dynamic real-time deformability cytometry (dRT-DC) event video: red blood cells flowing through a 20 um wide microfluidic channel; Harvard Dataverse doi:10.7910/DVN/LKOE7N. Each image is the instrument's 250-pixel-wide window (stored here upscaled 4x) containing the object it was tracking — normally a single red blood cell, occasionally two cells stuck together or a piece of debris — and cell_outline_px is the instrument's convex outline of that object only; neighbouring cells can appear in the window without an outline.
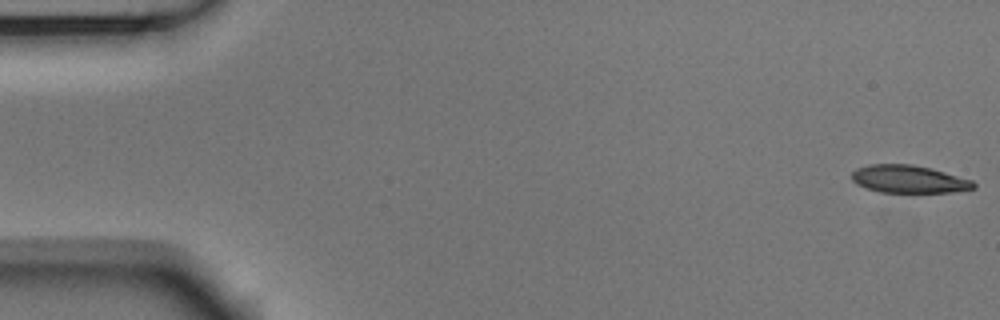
{"species": "Egyptian fruit bat (a non-hibernating species)", "species_latin": "Rousettus aegyptiacus", "temperature_condition": "room temperature", "stored_images_in_passage": 54, "camera_frame_rate_fps": 3000, "um_per_image_px": 0.085, "animal": {"sex": "male"}, "frame": {"image": 1, "passage_image": 1, "time_ms": 0.0, "image_size_px": [1000, 320], "cell_outline_px": [[976, 188], [952, 192], [880, 192], [856, 184], [852, 180], [852, 172], [856, 168], [868, 164], [912, 164], [932, 168], [972, 180], [976, 184]], "centroid_in_image_um": [77.25, 15.22], "position_along_channel_um": 7.8, "area_um2": 19.71}}
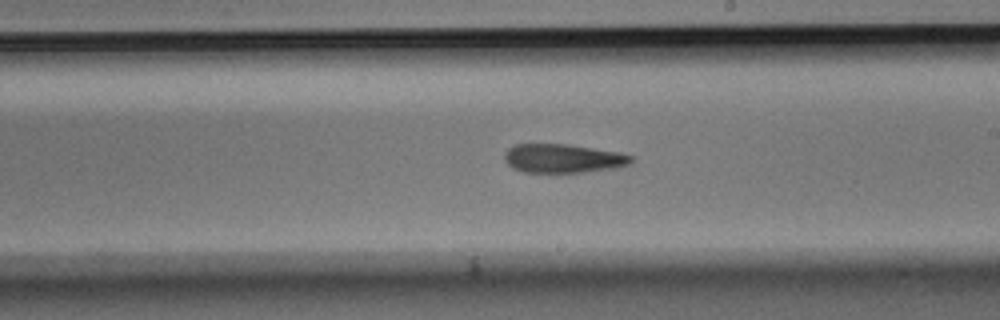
{"frame": {"image": 2, "passage_image": 31, "time_ms": 10.0, "image_size_px": [1000, 320], "cell_outline_px": [[632, 160], [628, 164], [616, 168], [584, 172], [524, 172], [512, 168], [504, 160], [504, 152], [508, 148], [516, 144], [568, 144], [620, 152], [632, 156]], "centroid_in_image_um": [47.83, 13.46], "position_along_channel_um": 241.2, "area_um2": 21.33}}
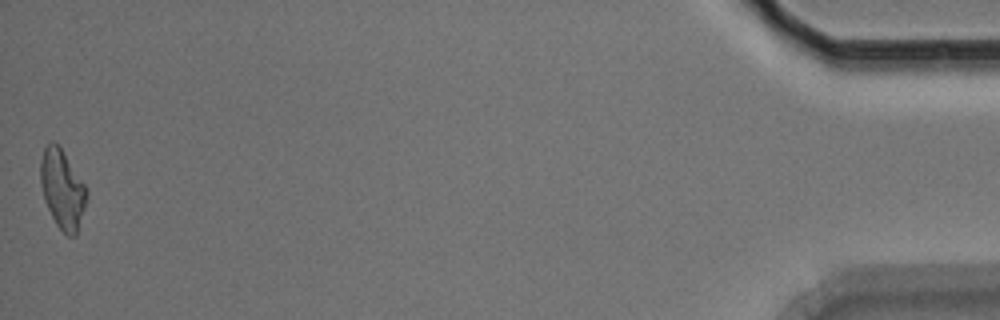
{"frame": {"image": 3, "passage_image": 54, "time_ms": 17.667, "image_size_px": [1000, 320], "cell_outline_px": [[88, 192], [84, 208], [76, 236], [68, 236], [56, 224], [44, 200], [40, 184], [40, 160], [44, 148], [52, 140], [60, 148], [88, 188]], "centroid_in_image_um": [5.29, 16.08], "position_along_channel_um": 429.9, "area_um2": 21.04}, "authors_computed_cell_mechanics": {"area_um2": 21.5883, "velocity_mm_per_s": 3.7045, "shape_relaxation_time_tau1_ms": 11.2958, "shape_relaxation_time_tau2_ms": 10.2413, "deformation_change_tau1": 0.2385, "deformation_change_tau2": 0.2609}}